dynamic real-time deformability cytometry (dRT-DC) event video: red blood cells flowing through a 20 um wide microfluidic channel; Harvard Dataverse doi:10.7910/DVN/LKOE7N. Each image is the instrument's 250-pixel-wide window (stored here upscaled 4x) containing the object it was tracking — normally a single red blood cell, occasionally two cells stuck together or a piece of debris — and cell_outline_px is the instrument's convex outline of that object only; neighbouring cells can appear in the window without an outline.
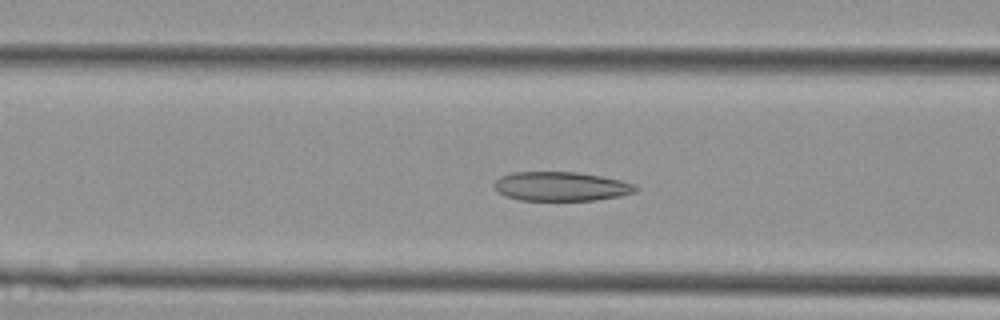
{"species": "Egyptian fruit bat (a non-hibernating species)", "species_latin": "Rousettus aegyptiacus", "temperature_condition": "cold", "stored_images_in_passage": 36, "camera_frame_rate_fps": 3000, "um_per_image_px": 0.085, "animal": {"sex": "female"}, "frame": {"image": 1, "passage_image": 17, "time_ms": 5.333, "image_size_px": [1000, 320], "cell_outline_px": [[640, 188], [636, 192], [620, 196], [596, 200], [520, 200], [504, 196], [496, 192], [492, 184], [500, 176], [512, 172], [576, 172], [600, 176], [620, 180], [636, 184]], "centroid_in_image_um": [47.67, 15.84], "position_along_channel_um": 118.9, "area_um2": 24.28}}
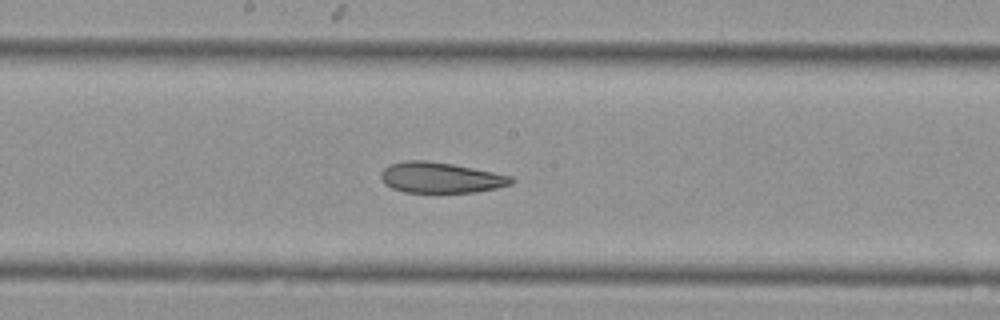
{"frame": {"image": 2, "passage_image": 23, "time_ms": 7.333, "image_size_px": [1000, 320], "cell_outline_px": [[516, 180], [512, 184], [496, 188], [476, 192], [404, 192], [392, 188], [384, 184], [380, 176], [380, 172], [388, 164], [408, 160], [424, 160], [452, 164], [512, 176]], "centroid_in_image_um": [37.43, 15.1], "position_along_channel_um": 210.8, "area_um2": 23.29}}
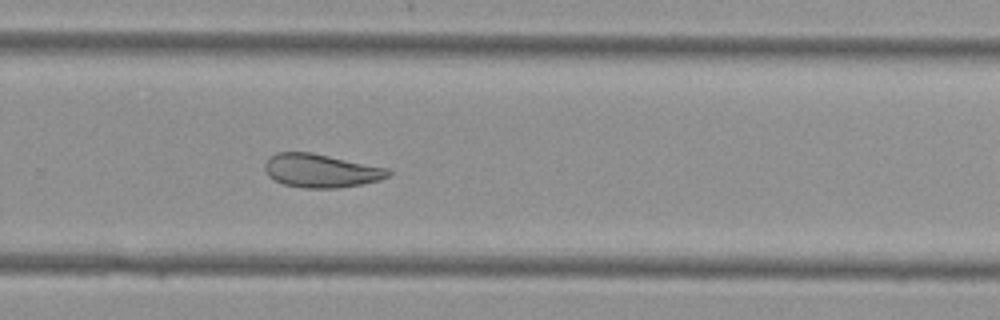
{"frame": {"image": 3, "passage_image": 29, "time_ms": 9.333, "image_size_px": [1000, 320], "cell_outline_px": [[392, 172], [388, 176], [380, 180], [340, 188], [304, 188], [284, 184], [268, 176], [264, 168], [264, 164], [268, 156], [276, 152], [312, 152], [388, 168]], "centroid_in_image_um": [27.26, 14.5], "position_along_channel_um": 302.5, "area_um2": 24.22}}